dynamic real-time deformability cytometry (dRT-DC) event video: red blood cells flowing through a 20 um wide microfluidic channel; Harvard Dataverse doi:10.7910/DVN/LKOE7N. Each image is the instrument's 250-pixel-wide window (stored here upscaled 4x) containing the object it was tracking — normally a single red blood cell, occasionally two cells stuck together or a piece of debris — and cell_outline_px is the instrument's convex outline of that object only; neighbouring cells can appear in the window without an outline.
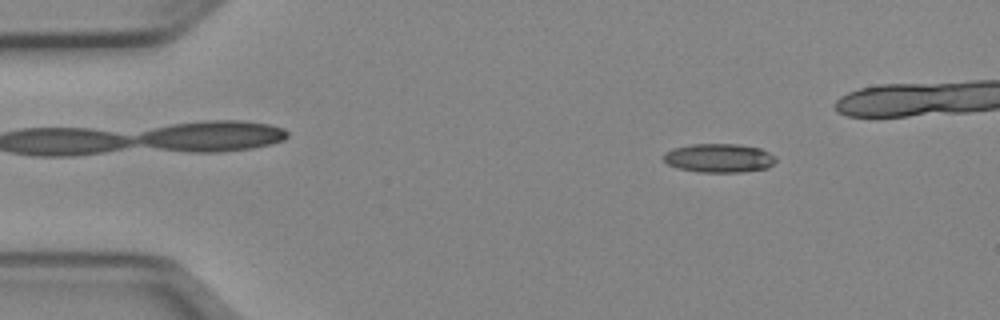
{"species": "Egyptian fruit bat (a non-hibernating species)", "species_latin": "Rousettus aegyptiacus", "temperature_condition": "cold", "stored_images_in_passage": 44, "camera_frame_rate_fps": 3000, "um_per_image_px": 0.085, "animal": {"sex": "female"}, "frame": {"image": 1, "passage_image": 7, "time_ms": 2.0, "image_size_px": [1000, 320], "cell_outline_px": [[776, 160], [768, 168], [740, 172], [696, 172], [680, 168], [668, 164], [664, 160], [664, 152], [672, 148], [688, 144], [736, 144], [760, 148], [776, 156]], "centroid_in_image_um": [61.11, 13.43], "position_along_channel_um": 23.9, "area_um2": 18.9}}
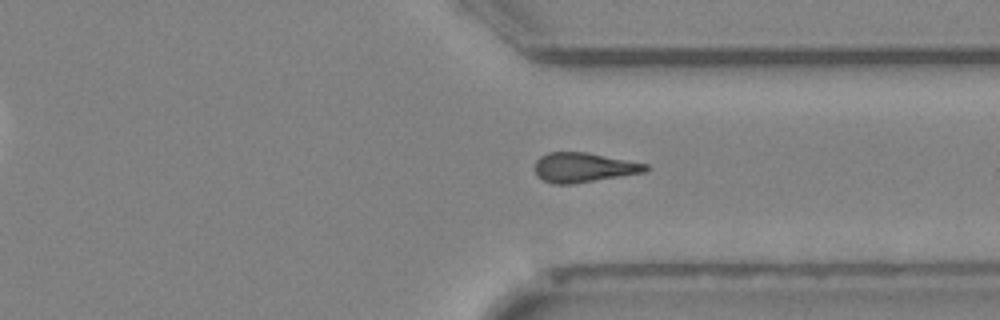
{"frame": {"image": 2, "passage_image": 38, "time_ms": 12.333, "image_size_px": [1000, 320], "cell_outline_px": [[648, 172], [572, 184], [552, 184], [536, 176], [536, 160], [540, 156], [548, 152], [584, 152], [648, 164]], "centroid_in_image_um": [49.61, 14.24], "position_along_channel_um": 361.8, "area_um2": 19.07}}
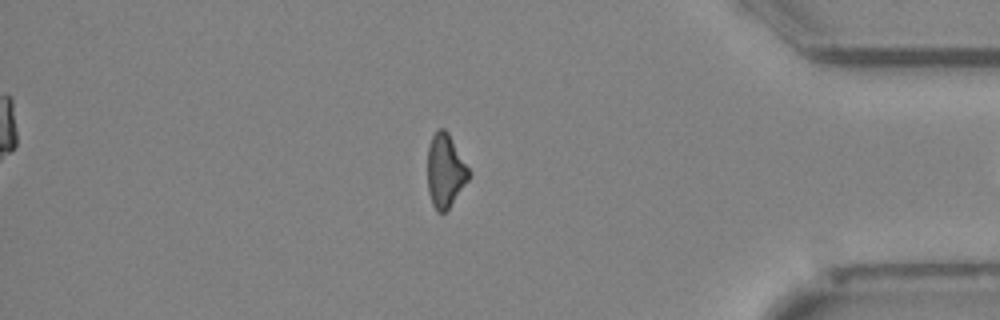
{"frame": {"image": 3, "passage_image": 43, "time_ms": 14.0, "image_size_px": [1000, 320], "cell_outline_px": [[472, 172], [468, 180], [448, 208], [444, 212], [436, 212], [432, 204], [428, 192], [428, 144], [432, 136], [440, 128], [444, 128], [448, 132]], "centroid_in_image_um": [37.85, 14.5], "position_along_channel_um": 397.3, "area_um2": 17.69}}